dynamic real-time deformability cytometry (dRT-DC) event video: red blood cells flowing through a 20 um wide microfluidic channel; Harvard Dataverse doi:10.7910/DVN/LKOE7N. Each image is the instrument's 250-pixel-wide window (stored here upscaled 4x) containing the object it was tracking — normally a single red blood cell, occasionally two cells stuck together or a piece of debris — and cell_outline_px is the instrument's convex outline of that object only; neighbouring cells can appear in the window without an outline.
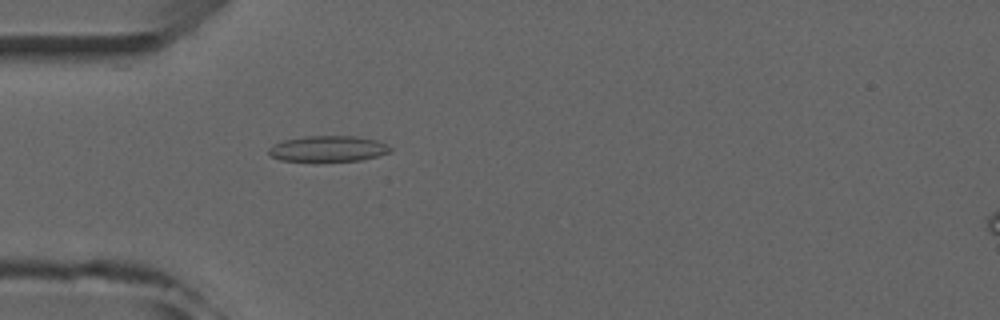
{"species": "common noctule bat (a hibernating species)", "species_latin": "Nyctalus noctula", "temperature_condition": "room temperature", "stored_images_in_passage": 4, "camera_frame_rate_fps": 3000, "um_per_image_px": 0.085, "animal": {"sex": "male", "forearm_length_mm": 52.5}, "frame": {"image": 1, "passage_image": 4, "time_ms": 3.667, "image_size_px": [1000, 320], "cell_outline_px": [[392, 152], [360, 160], [316, 164], [280, 160], [272, 156], [268, 152], [268, 148], [284, 140], [304, 136], [356, 136], [380, 140], [388, 144], [392, 148]], "centroid_in_image_um": [27.91, 12.68], "position_along_channel_um": 57.1, "area_um2": 19.25}}